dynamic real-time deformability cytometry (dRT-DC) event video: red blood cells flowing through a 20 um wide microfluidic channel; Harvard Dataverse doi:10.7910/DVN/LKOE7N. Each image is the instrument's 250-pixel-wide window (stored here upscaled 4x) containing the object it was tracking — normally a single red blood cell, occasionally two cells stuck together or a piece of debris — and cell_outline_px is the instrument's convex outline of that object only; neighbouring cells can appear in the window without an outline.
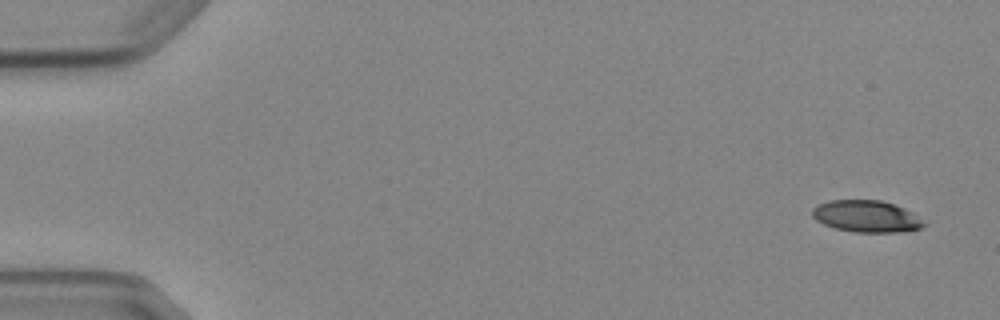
{"species": "Egyptian fruit bat (a non-hibernating species)", "species_latin": "Rousettus aegyptiacus", "temperature_condition": "cold", "stored_images_in_passage": 5, "segment_of_instrument_passage": [1, 2], "camera_frame_rate_fps": 3000, "um_per_image_px": 0.085, "animal": {"sex": "female"}, "frame": {"image": 1, "passage_image": 1, "time_ms": 0.0, "image_size_px": [1000, 320], "cell_outline_px": [[928, 224], [920, 228], [900, 232], [856, 232], [836, 228], [824, 224], [816, 220], [812, 216], [812, 208], [816, 204], [828, 200], [880, 200], [904, 208], [912, 212]], "centroid_in_image_um": [73.63, 18.38], "position_along_channel_um": 11.4, "area_um2": 20.69}}
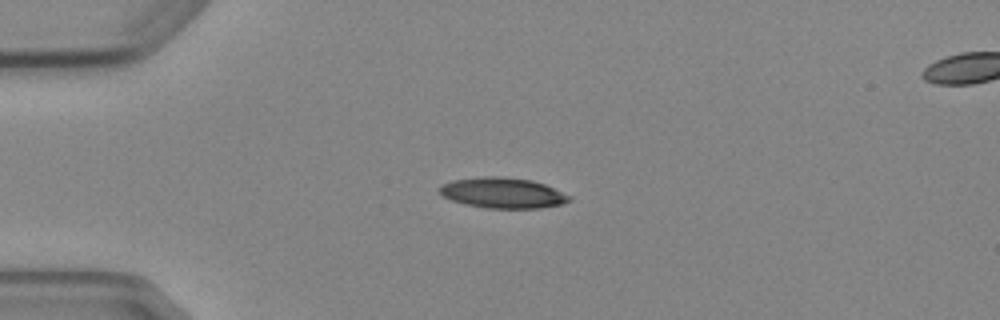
{"frame": {"image": 2, "passage_image": 4, "time_ms": 3.667, "image_size_px": [1000, 320], "cell_outline_px": [[572, 200], [564, 204], [540, 208], [484, 208], [464, 204], [452, 200], [444, 196], [436, 188], [452, 180], [484, 176], [500, 176], [532, 180], [544, 184], [572, 196]], "centroid_in_image_um": [42.75, 16.4], "position_along_channel_um": 42.2, "area_um2": 23.24}}